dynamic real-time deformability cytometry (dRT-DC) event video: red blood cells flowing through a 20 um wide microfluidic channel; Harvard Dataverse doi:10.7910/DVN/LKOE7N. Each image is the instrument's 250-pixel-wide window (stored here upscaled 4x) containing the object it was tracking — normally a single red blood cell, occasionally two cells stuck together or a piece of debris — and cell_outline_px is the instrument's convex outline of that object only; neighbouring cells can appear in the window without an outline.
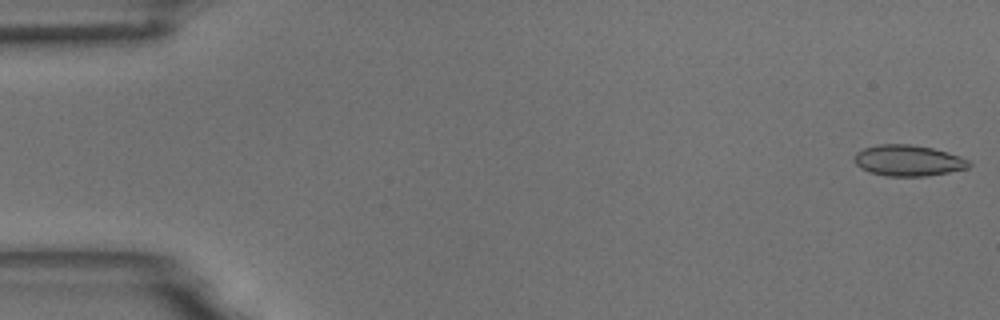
{"species": "common noctule bat (a hibernating species)", "species_latin": "Nyctalus noctula", "temperature_condition": "room temperature", "stored_images_in_passage": 58, "camera_frame_rate_fps": 3000, "um_per_image_px": 0.085, "animal": {"sex": "male", "body_mass_g": 18.8}, "frame": {"image": 1, "passage_image": 1, "time_ms": 0.0, "image_size_px": [1000, 320], "cell_outline_px": [[972, 164], [968, 168], [948, 172], [924, 176], [888, 176], [868, 172], [856, 164], [856, 152], [864, 148], [880, 144], [908, 144], [932, 148], [948, 152], [960, 156], [968, 160]], "centroid_in_image_um": [77.22, 13.64], "position_along_channel_um": 7.8, "area_um2": 20.52}}
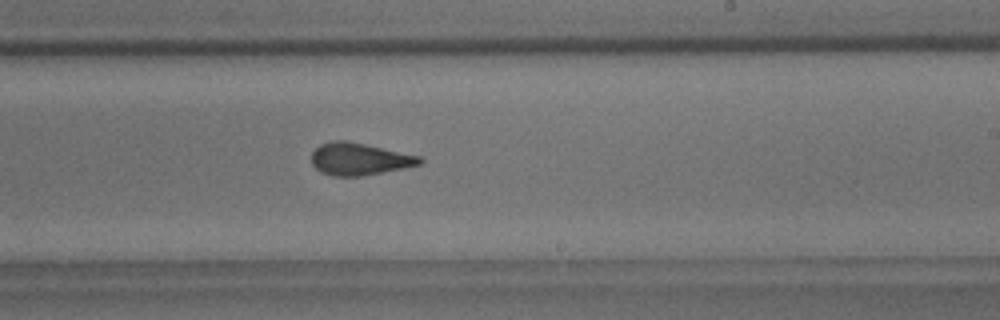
{"frame": {"image": 2, "passage_image": 35, "time_ms": 11.333, "image_size_px": [1000, 320], "cell_outline_px": [[424, 160], [420, 164], [404, 168], [360, 176], [332, 176], [320, 172], [312, 164], [312, 152], [320, 144], [332, 140], [344, 140], [364, 144], [420, 156]], "centroid_in_image_um": [30.52, 13.52], "position_along_channel_um": 258.5, "area_um2": 20.17}}
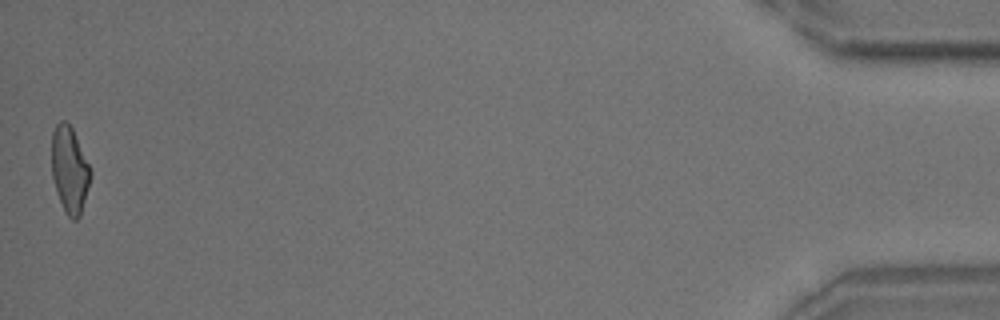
{"frame": {"image": 3, "passage_image": 58, "time_ms": 19.0, "image_size_px": [1000, 320], "cell_outline_px": [[92, 172], [80, 216], [76, 220], [72, 220], [64, 212], [52, 176], [52, 132], [56, 124], [60, 120], [64, 120], [72, 128]], "centroid_in_image_um": [5.91, 14.43], "position_along_channel_um": 429.3, "area_um2": 19.25}, "authors_computed_cell_mechanics": {"area_um2": 20.4612, "velocity_mm_per_s": 3.4557, "shape_relaxation_time_tau1_ms": null, "shape_relaxation_time_tau2_ms": 1.8962, "deformation_change_tau1": null, "deformation_change_tau2": 0.0986}}